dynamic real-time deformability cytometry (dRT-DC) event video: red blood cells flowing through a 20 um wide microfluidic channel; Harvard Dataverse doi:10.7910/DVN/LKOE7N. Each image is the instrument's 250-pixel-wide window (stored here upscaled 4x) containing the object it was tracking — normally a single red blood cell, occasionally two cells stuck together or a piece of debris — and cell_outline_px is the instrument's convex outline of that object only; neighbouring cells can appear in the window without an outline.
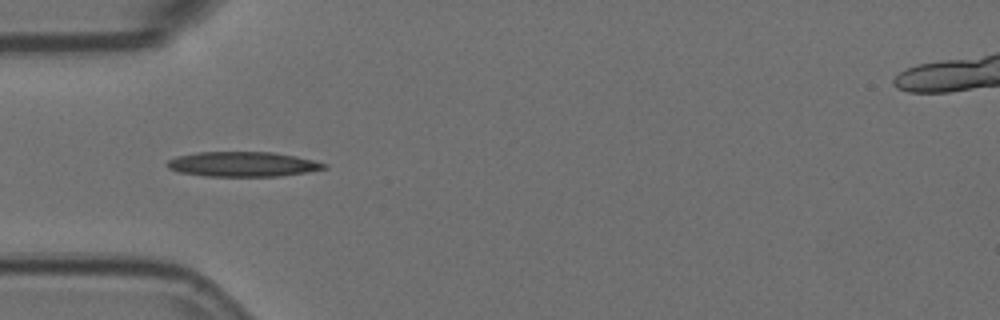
{"species": "Egyptian fruit bat (a non-hibernating species)", "species_latin": "Rousettus aegyptiacus", "temperature_condition": "room temperature", "stored_images_in_passage": 8, "camera_frame_rate_fps": 3000, "um_per_image_px": 0.085, "animal": {"sex": "female"}, "frame": {"image": 1, "passage_image": 5, "time_ms": 1.333, "image_size_px": [1000, 320], "cell_outline_px": [[328, 168], [308, 172], [280, 176], [204, 176], [176, 172], [168, 168], [164, 164], [168, 160], [176, 156], [196, 152], [272, 152], [296, 156], [328, 164]], "centroid_in_image_um": [20.59, 13.96], "position_along_channel_um": 64.4, "area_um2": 23.0}}
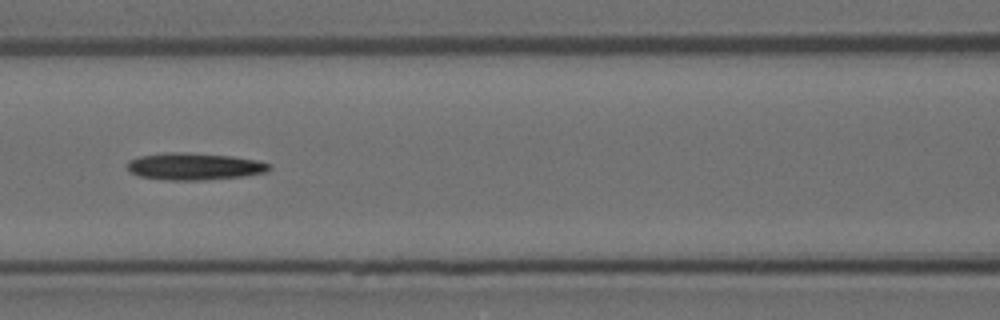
{"frame": {"image": 2, "passage_image": 7, "time_ms": 2.0, "image_size_px": [1000, 320], "cell_outline_px": [[272, 168], [268, 172], [244, 176], [204, 180], [168, 180], [140, 176], [128, 172], [128, 160], [140, 156], [164, 152], [184, 152], [232, 156], [256, 160], [272, 164]], "centroid_in_image_um": [16.54, 14.14], "position_along_channel_um": 150.1, "area_um2": 22.54}}